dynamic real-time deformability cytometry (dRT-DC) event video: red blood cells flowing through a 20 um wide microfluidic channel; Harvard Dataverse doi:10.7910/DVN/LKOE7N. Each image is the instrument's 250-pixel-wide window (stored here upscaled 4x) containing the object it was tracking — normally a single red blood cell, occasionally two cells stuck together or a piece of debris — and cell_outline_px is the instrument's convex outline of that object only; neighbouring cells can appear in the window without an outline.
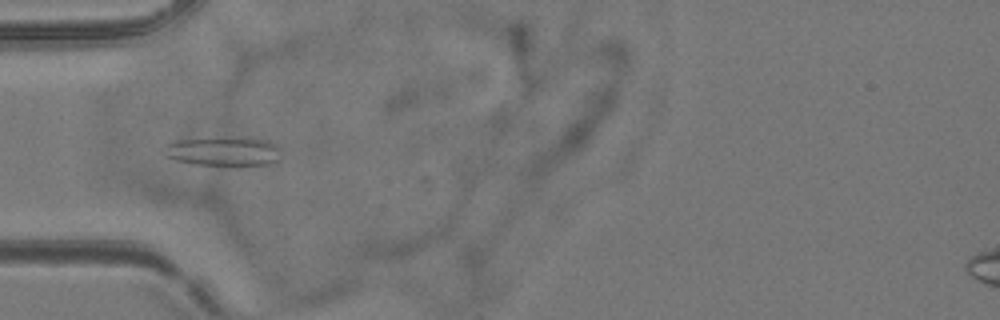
{"species": "common noctule bat (a hibernating species)", "species_latin": "Nyctalus noctula", "temperature_condition": "room temperature", "stored_images_in_passage": 37, "camera_frame_rate_fps": 3000, "um_per_image_px": 0.085, "animal": {"sex": "female", "body_mass_g": 24.6, "forearm_length_mm": 56.2}, "frame": {"image": 1, "passage_image": 5, "time_ms": 1.333, "image_size_px": [1000, 320], "cell_outline_px": [[280, 160], [268, 164], [196, 164], [176, 160], [164, 156], [160, 152], [160, 148], [164, 144], [172, 140], [216, 136], [252, 136], [268, 140], [276, 144], [280, 156]], "centroid_in_image_um": [18.9, 12.79], "position_along_channel_um": 66.1, "area_um2": 20.75}}
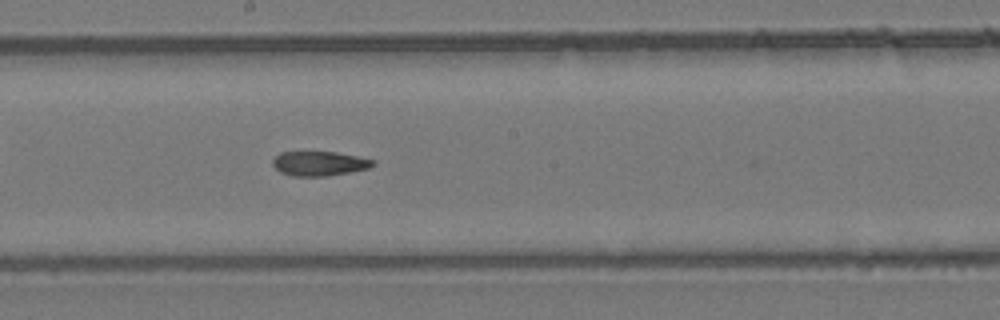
{"frame": {"image": 2, "passage_image": 17, "time_ms": 5.333, "image_size_px": [1000, 320], "cell_outline_px": [[376, 164], [368, 168], [348, 172], [324, 176], [292, 176], [280, 172], [272, 164], [272, 160], [280, 152], [336, 152], [376, 160]], "centroid_in_image_um": [27.14, 13.89], "position_along_channel_um": 221.1, "area_um2": 14.22}}
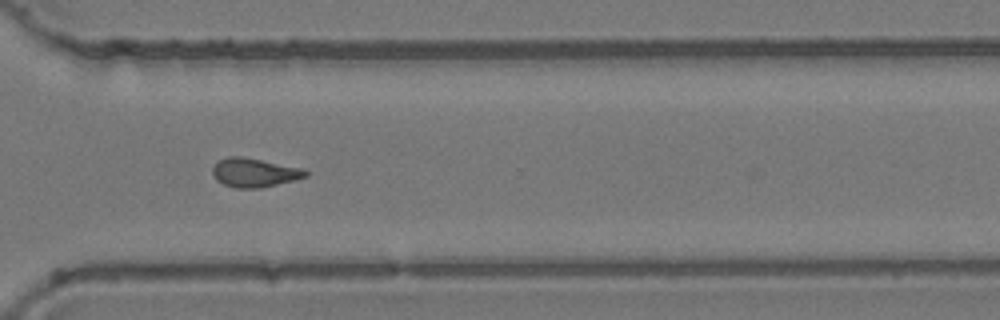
{"frame": {"image": 3, "passage_image": 27, "time_ms": 8.667, "image_size_px": [1000, 320], "cell_outline_px": [[308, 176], [296, 180], [260, 188], [236, 188], [224, 184], [216, 180], [212, 176], [212, 168], [220, 160], [228, 156], [240, 156], [304, 168], [308, 172]], "centroid_in_image_um": [21.64, 14.68], "position_along_channel_um": 349.0, "area_um2": 15.72}, "authors_computed_cell_mechanics": {"area_um2": 15.2592, "velocity_mm_per_s": 3.8497, "shape_relaxation_time_tau1_ms": null, "shape_relaxation_time_tau2_ms": 4.0185, "deformation_change_tau1": null, "deformation_change_tau2": 0.1305}}